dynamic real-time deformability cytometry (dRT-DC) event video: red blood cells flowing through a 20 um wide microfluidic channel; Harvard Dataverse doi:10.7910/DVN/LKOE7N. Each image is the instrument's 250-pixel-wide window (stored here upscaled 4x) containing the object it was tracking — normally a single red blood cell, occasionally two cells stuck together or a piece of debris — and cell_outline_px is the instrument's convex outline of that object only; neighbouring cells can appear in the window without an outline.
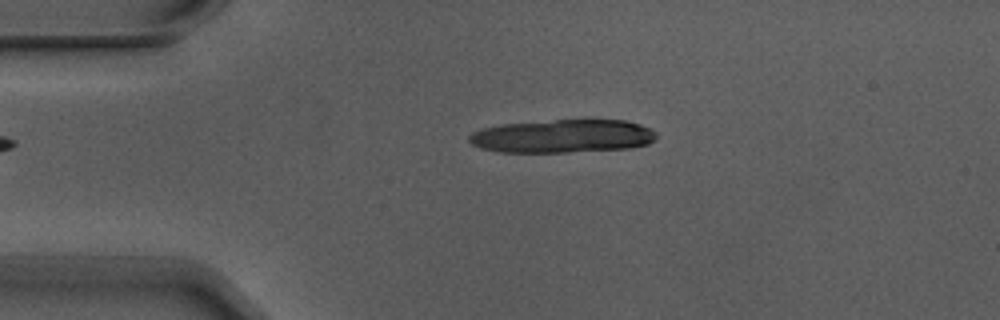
{"species": "Egyptian fruit bat (a non-hibernating species)", "species_latin": "Rousettus aegyptiacus", "temperature_condition": "warm", "stored_images_in_passage": 3, "camera_frame_rate_fps": 3000, "um_per_image_px": 0.085, "animal": {"sex": "male"}, "frame": {"image": 1, "passage_image": 2, "time_ms": 0.333, "image_size_px": [1000, 320], "cell_outline_px": [[656, 140], [648, 144], [628, 148], [568, 152], [500, 152], [480, 148], [472, 144], [468, 140], [468, 136], [472, 132], [484, 128], [504, 124], [556, 120], [624, 120], [640, 124], [652, 128], [656, 132]], "centroid_in_image_um": [47.85, 11.58], "position_along_channel_um": 37.2, "area_um2": 36.3}}